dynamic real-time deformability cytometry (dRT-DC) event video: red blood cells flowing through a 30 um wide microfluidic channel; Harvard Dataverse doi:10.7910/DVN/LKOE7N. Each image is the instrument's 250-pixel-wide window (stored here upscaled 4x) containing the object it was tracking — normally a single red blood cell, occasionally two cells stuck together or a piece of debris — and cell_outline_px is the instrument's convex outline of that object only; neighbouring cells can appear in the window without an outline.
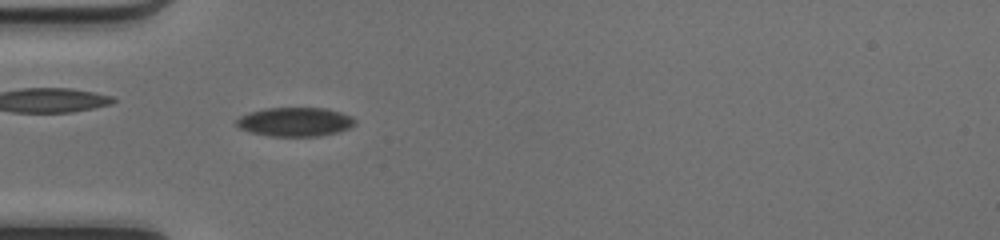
{"species": "common noctule bat (a hibernating species)", "species_latin": "Nyctalus noctula", "temperature_condition": "cold", "stored_images_in_passage": 40, "camera_frame_rate_fps": 3000, "um_per_image_px": 0.085, "animal": {"sex": "female", "body_mass_g": 17.0, "forearm_length_mm": 48.0}, "frame": {"image": 1, "passage_image": 5, "time_ms": 1.333, "image_size_px": [1000, 240], "cell_outline_px": [[356, 124], [340, 132], [320, 136], [272, 136], [252, 132], [240, 128], [236, 124], [236, 120], [240, 116], [264, 108], [324, 108], [340, 112], [352, 116], [356, 120]], "centroid_in_image_um": [25.13, 10.36], "position_along_channel_um": 59.9, "area_um2": 19.94}}
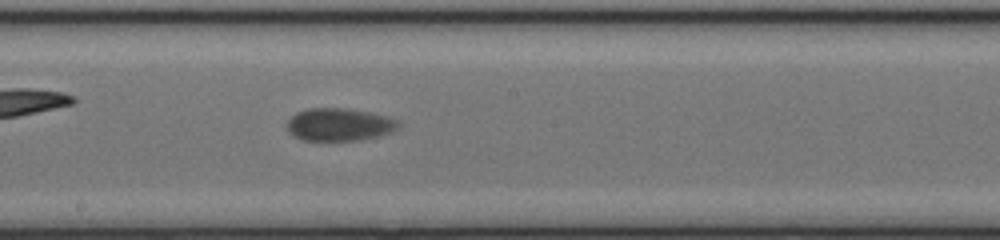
{"frame": {"image": 2, "passage_image": 17, "time_ms": 5.333, "image_size_px": [1000, 240], "cell_outline_px": [[400, 128], [392, 132], [380, 136], [360, 140], [304, 140], [292, 136], [288, 132], [288, 120], [296, 112], [308, 108], [344, 108], [372, 112], [388, 116], [400, 120]], "centroid_in_image_um": [28.89, 10.58], "position_along_channel_um": 219.3, "area_um2": 21.56}}
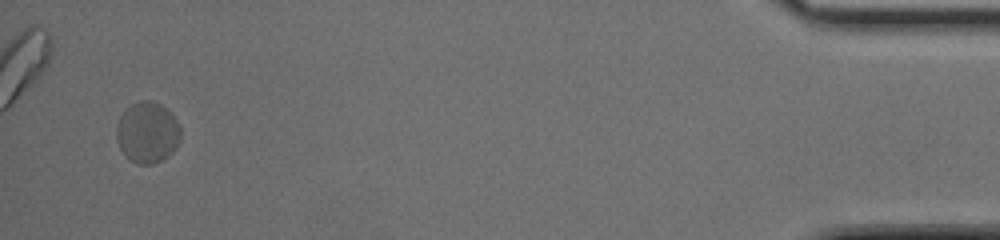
{"frame": {"image": 3, "passage_image": 38, "time_ms": 12.333, "image_size_px": [1000, 240], "cell_outline_px": [[180, 140], [176, 148], [168, 156], [152, 164], [136, 164], [128, 160], [120, 148], [116, 136], [116, 124], [124, 108], [140, 100], [148, 100], [160, 104], [180, 124]], "centroid_in_image_um": [12.5, 11.27], "position_along_channel_um": 422.7, "area_um2": 22.95}, "authors_computed_cell_mechanics": {"area_um2": 21.2993, "velocity_mm_per_s": 4.0802, "shape_relaxation_time_tau1_ms": 2.8555, "shape_relaxation_time_tau2_ms": 2.3632, "deformation_change_tau1": 0.0494, "deformation_change_tau2": 0.0526}}